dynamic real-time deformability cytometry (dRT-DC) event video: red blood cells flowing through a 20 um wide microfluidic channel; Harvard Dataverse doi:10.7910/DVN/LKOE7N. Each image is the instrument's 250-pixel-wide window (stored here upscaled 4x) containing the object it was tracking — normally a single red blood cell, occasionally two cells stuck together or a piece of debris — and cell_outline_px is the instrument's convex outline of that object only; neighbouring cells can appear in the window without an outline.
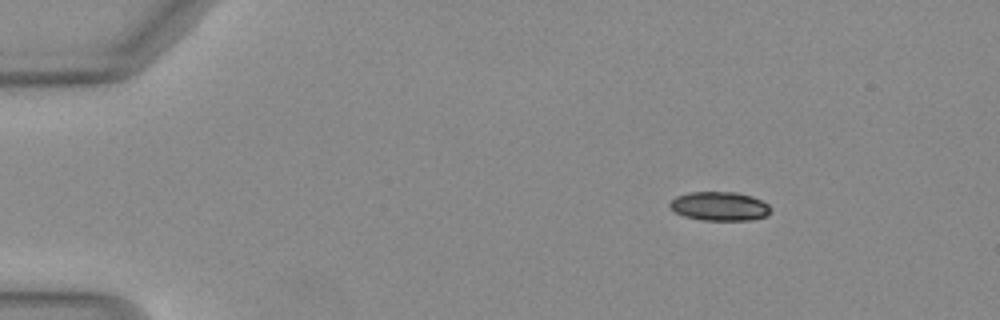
{"species": "Egyptian fruit bat (a non-hibernating species)", "species_latin": "Rousettus aegyptiacus", "temperature_condition": "warm", "stored_images_in_passage": 44, "camera_frame_rate_fps": 3000, "um_per_image_px": 0.085, "animal": {"sex": "female"}, "frame": {"image": 1, "passage_image": 1, "time_ms": 0.0, "image_size_px": [1000, 320], "cell_outline_px": [[772, 212], [768, 216], [752, 220], [700, 220], [684, 216], [676, 212], [668, 204], [676, 196], [688, 192], [736, 192], [752, 196], [768, 204], [772, 208]], "centroid_in_image_um": [61.2, 17.53], "position_along_channel_um": 23.8, "area_um2": 17.17}}
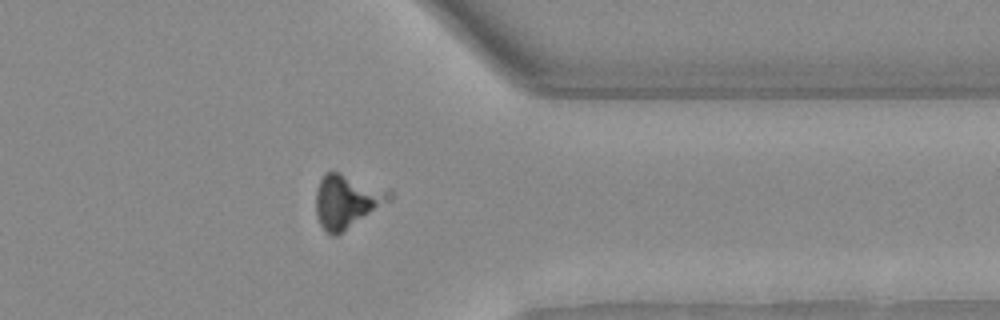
{"frame": {"image": 2, "passage_image": 34, "time_ms": 11.0, "image_size_px": [1000, 320], "cell_outline_px": [[392, 200], [336, 236], [332, 236], [320, 224], [316, 216], [316, 192], [320, 180], [324, 172], [340, 172], [392, 192]], "centroid_in_image_um": [29.46, 17.1], "position_along_channel_um": 381.9, "area_um2": 22.6}}
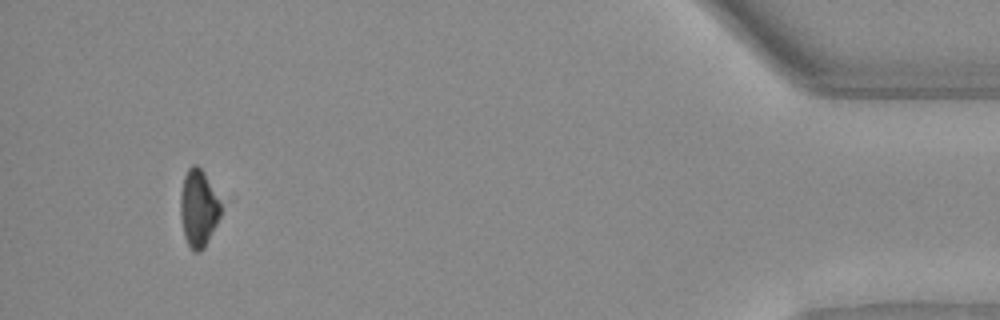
{"frame": {"image": 3, "passage_image": 41, "time_ms": 13.333, "image_size_px": [1000, 320], "cell_outline_px": [[220, 216], [204, 248], [200, 252], [196, 252], [188, 244], [184, 236], [180, 216], [180, 196], [184, 176], [188, 168], [192, 164], [196, 164], [204, 172], [220, 204]], "centroid_in_image_um": [16.83, 17.7], "position_along_channel_um": 418.4, "area_um2": 17.8}}